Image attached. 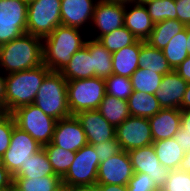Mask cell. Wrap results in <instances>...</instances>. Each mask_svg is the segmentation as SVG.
Segmentation results:
<instances>
[{
  "mask_svg": "<svg viewBox=\"0 0 190 191\" xmlns=\"http://www.w3.org/2000/svg\"><path fill=\"white\" fill-rule=\"evenodd\" d=\"M133 174L128 152L122 150L99 164L96 184L127 185Z\"/></svg>",
  "mask_w": 190,
  "mask_h": 191,
  "instance_id": "cell-14",
  "label": "cell"
},
{
  "mask_svg": "<svg viewBox=\"0 0 190 191\" xmlns=\"http://www.w3.org/2000/svg\"><path fill=\"white\" fill-rule=\"evenodd\" d=\"M97 110L115 128L130 116L128 102L108 94H105Z\"/></svg>",
  "mask_w": 190,
  "mask_h": 191,
  "instance_id": "cell-28",
  "label": "cell"
},
{
  "mask_svg": "<svg viewBox=\"0 0 190 191\" xmlns=\"http://www.w3.org/2000/svg\"><path fill=\"white\" fill-rule=\"evenodd\" d=\"M186 82L175 70L165 74L155 97L162 108L180 109L182 99L187 89Z\"/></svg>",
  "mask_w": 190,
  "mask_h": 191,
  "instance_id": "cell-18",
  "label": "cell"
},
{
  "mask_svg": "<svg viewBox=\"0 0 190 191\" xmlns=\"http://www.w3.org/2000/svg\"><path fill=\"white\" fill-rule=\"evenodd\" d=\"M56 191H68V188L65 185H62L58 190Z\"/></svg>",
  "mask_w": 190,
  "mask_h": 191,
  "instance_id": "cell-53",
  "label": "cell"
},
{
  "mask_svg": "<svg viewBox=\"0 0 190 191\" xmlns=\"http://www.w3.org/2000/svg\"><path fill=\"white\" fill-rule=\"evenodd\" d=\"M98 191H128L127 185L97 184Z\"/></svg>",
  "mask_w": 190,
  "mask_h": 191,
  "instance_id": "cell-46",
  "label": "cell"
},
{
  "mask_svg": "<svg viewBox=\"0 0 190 191\" xmlns=\"http://www.w3.org/2000/svg\"><path fill=\"white\" fill-rule=\"evenodd\" d=\"M126 5L113 3L108 0H98L93 13L90 27L96 30V34L88 38L98 40L101 36L124 26V14Z\"/></svg>",
  "mask_w": 190,
  "mask_h": 191,
  "instance_id": "cell-12",
  "label": "cell"
},
{
  "mask_svg": "<svg viewBox=\"0 0 190 191\" xmlns=\"http://www.w3.org/2000/svg\"><path fill=\"white\" fill-rule=\"evenodd\" d=\"M66 187L68 188V191H98L97 184Z\"/></svg>",
  "mask_w": 190,
  "mask_h": 191,
  "instance_id": "cell-48",
  "label": "cell"
},
{
  "mask_svg": "<svg viewBox=\"0 0 190 191\" xmlns=\"http://www.w3.org/2000/svg\"><path fill=\"white\" fill-rule=\"evenodd\" d=\"M148 119L153 141L173 138L181 127V110L162 108Z\"/></svg>",
  "mask_w": 190,
  "mask_h": 191,
  "instance_id": "cell-19",
  "label": "cell"
},
{
  "mask_svg": "<svg viewBox=\"0 0 190 191\" xmlns=\"http://www.w3.org/2000/svg\"><path fill=\"white\" fill-rule=\"evenodd\" d=\"M143 4L154 23L177 19L175 0H146Z\"/></svg>",
  "mask_w": 190,
  "mask_h": 191,
  "instance_id": "cell-35",
  "label": "cell"
},
{
  "mask_svg": "<svg viewBox=\"0 0 190 191\" xmlns=\"http://www.w3.org/2000/svg\"><path fill=\"white\" fill-rule=\"evenodd\" d=\"M186 32H187V49L189 51V55H190V25L186 26Z\"/></svg>",
  "mask_w": 190,
  "mask_h": 191,
  "instance_id": "cell-52",
  "label": "cell"
},
{
  "mask_svg": "<svg viewBox=\"0 0 190 191\" xmlns=\"http://www.w3.org/2000/svg\"><path fill=\"white\" fill-rule=\"evenodd\" d=\"M128 191H156L154 180L146 173H135L127 184Z\"/></svg>",
  "mask_w": 190,
  "mask_h": 191,
  "instance_id": "cell-39",
  "label": "cell"
},
{
  "mask_svg": "<svg viewBox=\"0 0 190 191\" xmlns=\"http://www.w3.org/2000/svg\"><path fill=\"white\" fill-rule=\"evenodd\" d=\"M146 0H137V3H143Z\"/></svg>",
  "mask_w": 190,
  "mask_h": 191,
  "instance_id": "cell-56",
  "label": "cell"
},
{
  "mask_svg": "<svg viewBox=\"0 0 190 191\" xmlns=\"http://www.w3.org/2000/svg\"><path fill=\"white\" fill-rule=\"evenodd\" d=\"M43 149L48 156L53 171L62 179L74 161L75 152L68 151L51 143L43 146Z\"/></svg>",
  "mask_w": 190,
  "mask_h": 191,
  "instance_id": "cell-32",
  "label": "cell"
},
{
  "mask_svg": "<svg viewBox=\"0 0 190 191\" xmlns=\"http://www.w3.org/2000/svg\"><path fill=\"white\" fill-rule=\"evenodd\" d=\"M115 134L121 149L126 152L153 143L149 119L145 117L129 116L116 127Z\"/></svg>",
  "mask_w": 190,
  "mask_h": 191,
  "instance_id": "cell-11",
  "label": "cell"
},
{
  "mask_svg": "<svg viewBox=\"0 0 190 191\" xmlns=\"http://www.w3.org/2000/svg\"><path fill=\"white\" fill-rule=\"evenodd\" d=\"M43 64L42 38L24 33L0 45V71L4 74L36 68Z\"/></svg>",
  "mask_w": 190,
  "mask_h": 191,
  "instance_id": "cell-2",
  "label": "cell"
},
{
  "mask_svg": "<svg viewBox=\"0 0 190 191\" xmlns=\"http://www.w3.org/2000/svg\"><path fill=\"white\" fill-rule=\"evenodd\" d=\"M156 191H164L162 188L157 189Z\"/></svg>",
  "mask_w": 190,
  "mask_h": 191,
  "instance_id": "cell-57",
  "label": "cell"
},
{
  "mask_svg": "<svg viewBox=\"0 0 190 191\" xmlns=\"http://www.w3.org/2000/svg\"><path fill=\"white\" fill-rule=\"evenodd\" d=\"M105 87L106 94L126 101L133 93L131 79L121 75L112 74L105 78Z\"/></svg>",
  "mask_w": 190,
  "mask_h": 191,
  "instance_id": "cell-36",
  "label": "cell"
},
{
  "mask_svg": "<svg viewBox=\"0 0 190 191\" xmlns=\"http://www.w3.org/2000/svg\"><path fill=\"white\" fill-rule=\"evenodd\" d=\"M162 189L164 191H190V173L180 169L170 170Z\"/></svg>",
  "mask_w": 190,
  "mask_h": 191,
  "instance_id": "cell-37",
  "label": "cell"
},
{
  "mask_svg": "<svg viewBox=\"0 0 190 191\" xmlns=\"http://www.w3.org/2000/svg\"><path fill=\"white\" fill-rule=\"evenodd\" d=\"M51 144L73 152L88 144L86 134L75 115L57 120Z\"/></svg>",
  "mask_w": 190,
  "mask_h": 191,
  "instance_id": "cell-15",
  "label": "cell"
},
{
  "mask_svg": "<svg viewBox=\"0 0 190 191\" xmlns=\"http://www.w3.org/2000/svg\"><path fill=\"white\" fill-rule=\"evenodd\" d=\"M141 40L112 53L113 74L130 78L139 68Z\"/></svg>",
  "mask_w": 190,
  "mask_h": 191,
  "instance_id": "cell-21",
  "label": "cell"
},
{
  "mask_svg": "<svg viewBox=\"0 0 190 191\" xmlns=\"http://www.w3.org/2000/svg\"><path fill=\"white\" fill-rule=\"evenodd\" d=\"M186 82L190 83V55L175 69Z\"/></svg>",
  "mask_w": 190,
  "mask_h": 191,
  "instance_id": "cell-44",
  "label": "cell"
},
{
  "mask_svg": "<svg viewBox=\"0 0 190 191\" xmlns=\"http://www.w3.org/2000/svg\"><path fill=\"white\" fill-rule=\"evenodd\" d=\"M185 25L178 19H166L154 24L149 37L145 40L150 46L163 50L168 42L185 29Z\"/></svg>",
  "mask_w": 190,
  "mask_h": 191,
  "instance_id": "cell-23",
  "label": "cell"
},
{
  "mask_svg": "<svg viewBox=\"0 0 190 191\" xmlns=\"http://www.w3.org/2000/svg\"><path fill=\"white\" fill-rule=\"evenodd\" d=\"M111 53L132 45L137 38L125 27L115 29L114 31L101 36L98 40Z\"/></svg>",
  "mask_w": 190,
  "mask_h": 191,
  "instance_id": "cell-34",
  "label": "cell"
},
{
  "mask_svg": "<svg viewBox=\"0 0 190 191\" xmlns=\"http://www.w3.org/2000/svg\"><path fill=\"white\" fill-rule=\"evenodd\" d=\"M47 175H56L48 156L42 148L31 155L26 163L21 164L20 169L13 175V178H37Z\"/></svg>",
  "mask_w": 190,
  "mask_h": 191,
  "instance_id": "cell-24",
  "label": "cell"
},
{
  "mask_svg": "<svg viewBox=\"0 0 190 191\" xmlns=\"http://www.w3.org/2000/svg\"><path fill=\"white\" fill-rule=\"evenodd\" d=\"M100 163L122 151L116 139L106 140L99 144H93Z\"/></svg>",
  "mask_w": 190,
  "mask_h": 191,
  "instance_id": "cell-40",
  "label": "cell"
},
{
  "mask_svg": "<svg viewBox=\"0 0 190 191\" xmlns=\"http://www.w3.org/2000/svg\"><path fill=\"white\" fill-rule=\"evenodd\" d=\"M128 155L135 173H146L158 188L164 186L170 170L160 163L153 145L132 149Z\"/></svg>",
  "mask_w": 190,
  "mask_h": 191,
  "instance_id": "cell-13",
  "label": "cell"
},
{
  "mask_svg": "<svg viewBox=\"0 0 190 191\" xmlns=\"http://www.w3.org/2000/svg\"><path fill=\"white\" fill-rule=\"evenodd\" d=\"M85 46L90 51L92 58L94 77L107 78L113 74L112 53L97 40L87 38Z\"/></svg>",
  "mask_w": 190,
  "mask_h": 191,
  "instance_id": "cell-26",
  "label": "cell"
},
{
  "mask_svg": "<svg viewBox=\"0 0 190 191\" xmlns=\"http://www.w3.org/2000/svg\"><path fill=\"white\" fill-rule=\"evenodd\" d=\"M79 120L90 145L116 139V128L96 110H85L75 115Z\"/></svg>",
  "mask_w": 190,
  "mask_h": 191,
  "instance_id": "cell-16",
  "label": "cell"
},
{
  "mask_svg": "<svg viewBox=\"0 0 190 191\" xmlns=\"http://www.w3.org/2000/svg\"><path fill=\"white\" fill-rule=\"evenodd\" d=\"M0 168H6L4 165H3V156L0 155Z\"/></svg>",
  "mask_w": 190,
  "mask_h": 191,
  "instance_id": "cell-54",
  "label": "cell"
},
{
  "mask_svg": "<svg viewBox=\"0 0 190 191\" xmlns=\"http://www.w3.org/2000/svg\"><path fill=\"white\" fill-rule=\"evenodd\" d=\"M61 25V0H33L27 7L26 33L40 38Z\"/></svg>",
  "mask_w": 190,
  "mask_h": 191,
  "instance_id": "cell-6",
  "label": "cell"
},
{
  "mask_svg": "<svg viewBox=\"0 0 190 191\" xmlns=\"http://www.w3.org/2000/svg\"><path fill=\"white\" fill-rule=\"evenodd\" d=\"M127 102L130 116L149 118L162 109L155 94L133 91Z\"/></svg>",
  "mask_w": 190,
  "mask_h": 191,
  "instance_id": "cell-29",
  "label": "cell"
},
{
  "mask_svg": "<svg viewBox=\"0 0 190 191\" xmlns=\"http://www.w3.org/2000/svg\"><path fill=\"white\" fill-rule=\"evenodd\" d=\"M62 186V179L57 175L37 178H13V187L18 191H56Z\"/></svg>",
  "mask_w": 190,
  "mask_h": 191,
  "instance_id": "cell-30",
  "label": "cell"
},
{
  "mask_svg": "<svg viewBox=\"0 0 190 191\" xmlns=\"http://www.w3.org/2000/svg\"><path fill=\"white\" fill-rule=\"evenodd\" d=\"M50 70L44 65L5 75V112L34 103L41 83Z\"/></svg>",
  "mask_w": 190,
  "mask_h": 191,
  "instance_id": "cell-3",
  "label": "cell"
},
{
  "mask_svg": "<svg viewBox=\"0 0 190 191\" xmlns=\"http://www.w3.org/2000/svg\"><path fill=\"white\" fill-rule=\"evenodd\" d=\"M187 109H190V83H188L181 104V110H187Z\"/></svg>",
  "mask_w": 190,
  "mask_h": 191,
  "instance_id": "cell-50",
  "label": "cell"
},
{
  "mask_svg": "<svg viewBox=\"0 0 190 191\" xmlns=\"http://www.w3.org/2000/svg\"><path fill=\"white\" fill-rule=\"evenodd\" d=\"M7 191H18V190L12 186V187L9 188Z\"/></svg>",
  "mask_w": 190,
  "mask_h": 191,
  "instance_id": "cell-55",
  "label": "cell"
},
{
  "mask_svg": "<svg viewBox=\"0 0 190 191\" xmlns=\"http://www.w3.org/2000/svg\"><path fill=\"white\" fill-rule=\"evenodd\" d=\"M154 24L143 3L126 5L124 26L137 40L145 41L152 32Z\"/></svg>",
  "mask_w": 190,
  "mask_h": 191,
  "instance_id": "cell-20",
  "label": "cell"
},
{
  "mask_svg": "<svg viewBox=\"0 0 190 191\" xmlns=\"http://www.w3.org/2000/svg\"><path fill=\"white\" fill-rule=\"evenodd\" d=\"M13 186V175L7 168H0V191H6Z\"/></svg>",
  "mask_w": 190,
  "mask_h": 191,
  "instance_id": "cell-43",
  "label": "cell"
},
{
  "mask_svg": "<svg viewBox=\"0 0 190 191\" xmlns=\"http://www.w3.org/2000/svg\"><path fill=\"white\" fill-rule=\"evenodd\" d=\"M179 169L190 173V150L185 152V155L181 160Z\"/></svg>",
  "mask_w": 190,
  "mask_h": 191,
  "instance_id": "cell-49",
  "label": "cell"
},
{
  "mask_svg": "<svg viewBox=\"0 0 190 191\" xmlns=\"http://www.w3.org/2000/svg\"><path fill=\"white\" fill-rule=\"evenodd\" d=\"M41 146L30 134L21 130L18 126L13 127L9 148L3 156V165L14 175L25 164L31 155L41 150Z\"/></svg>",
  "mask_w": 190,
  "mask_h": 191,
  "instance_id": "cell-10",
  "label": "cell"
},
{
  "mask_svg": "<svg viewBox=\"0 0 190 191\" xmlns=\"http://www.w3.org/2000/svg\"><path fill=\"white\" fill-rule=\"evenodd\" d=\"M98 0H61V24L85 30L91 26Z\"/></svg>",
  "mask_w": 190,
  "mask_h": 191,
  "instance_id": "cell-17",
  "label": "cell"
},
{
  "mask_svg": "<svg viewBox=\"0 0 190 191\" xmlns=\"http://www.w3.org/2000/svg\"><path fill=\"white\" fill-rule=\"evenodd\" d=\"M175 135H190V109L181 110V127Z\"/></svg>",
  "mask_w": 190,
  "mask_h": 191,
  "instance_id": "cell-42",
  "label": "cell"
},
{
  "mask_svg": "<svg viewBox=\"0 0 190 191\" xmlns=\"http://www.w3.org/2000/svg\"><path fill=\"white\" fill-rule=\"evenodd\" d=\"M105 94L104 78L92 77L67 81L68 106L71 115L98 109Z\"/></svg>",
  "mask_w": 190,
  "mask_h": 191,
  "instance_id": "cell-5",
  "label": "cell"
},
{
  "mask_svg": "<svg viewBox=\"0 0 190 191\" xmlns=\"http://www.w3.org/2000/svg\"><path fill=\"white\" fill-rule=\"evenodd\" d=\"M157 158L160 163L169 170L179 169L181 160L185 151L179 147L177 141L173 138L157 140L152 143Z\"/></svg>",
  "mask_w": 190,
  "mask_h": 191,
  "instance_id": "cell-25",
  "label": "cell"
},
{
  "mask_svg": "<svg viewBox=\"0 0 190 191\" xmlns=\"http://www.w3.org/2000/svg\"><path fill=\"white\" fill-rule=\"evenodd\" d=\"M186 27L175 35L162 50L165 58L173 70H175L188 56Z\"/></svg>",
  "mask_w": 190,
  "mask_h": 191,
  "instance_id": "cell-31",
  "label": "cell"
},
{
  "mask_svg": "<svg viewBox=\"0 0 190 191\" xmlns=\"http://www.w3.org/2000/svg\"><path fill=\"white\" fill-rule=\"evenodd\" d=\"M108 1L124 5L137 3V0H108Z\"/></svg>",
  "mask_w": 190,
  "mask_h": 191,
  "instance_id": "cell-51",
  "label": "cell"
},
{
  "mask_svg": "<svg viewBox=\"0 0 190 191\" xmlns=\"http://www.w3.org/2000/svg\"><path fill=\"white\" fill-rule=\"evenodd\" d=\"M177 19L185 26L190 25V0H175Z\"/></svg>",
  "mask_w": 190,
  "mask_h": 191,
  "instance_id": "cell-41",
  "label": "cell"
},
{
  "mask_svg": "<svg viewBox=\"0 0 190 191\" xmlns=\"http://www.w3.org/2000/svg\"><path fill=\"white\" fill-rule=\"evenodd\" d=\"M16 125L12 113H0V155L9 148L13 127Z\"/></svg>",
  "mask_w": 190,
  "mask_h": 191,
  "instance_id": "cell-38",
  "label": "cell"
},
{
  "mask_svg": "<svg viewBox=\"0 0 190 191\" xmlns=\"http://www.w3.org/2000/svg\"><path fill=\"white\" fill-rule=\"evenodd\" d=\"M27 7L25 0H0V45L26 33Z\"/></svg>",
  "mask_w": 190,
  "mask_h": 191,
  "instance_id": "cell-9",
  "label": "cell"
},
{
  "mask_svg": "<svg viewBox=\"0 0 190 191\" xmlns=\"http://www.w3.org/2000/svg\"><path fill=\"white\" fill-rule=\"evenodd\" d=\"M139 67L149 69L161 75H165L173 70L165 58L163 51L150 46L143 40H141Z\"/></svg>",
  "mask_w": 190,
  "mask_h": 191,
  "instance_id": "cell-27",
  "label": "cell"
},
{
  "mask_svg": "<svg viewBox=\"0 0 190 191\" xmlns=\"http://www.w3.org/2000/svg\"><path fill=\"white\" fill-rule=\"evenodd\" d=\"M84 30L59 25L55 30L43 38V64L53 72H61L72 56L83 46L87 39Z\"/></svg>",
  "mask_w": 190,
  "mask_h": 191,
  "instance_id": "cell-1",
  "label": "cell"
},
{
  "mask_svg": "<svg viewBox=\"0 0 190 191\" xmlns=\"http://www.w3.org/2000/svg\"><path fill=\"white\" fill-rule=\"evenodd\" d=\"M33 104L56 120L71 116L68 106L67 80L60 72L50 71L45 76Z\"/></svg>",
  "mask_w": 190,
  "mask_h": 191,
  "instance_id": "cell-4",
  "label": "cell"
},
{
  "mask_svg": "<svg viewBox=\"0 0 190 191\" xmlns=\"http://www.w3.org/2000/svg\"><path fill=\"white\" fill-rule=\"evenodd\" d=\"M5 75L0 71V113H5Z\"/></svg>",
  "mask_w": 190,
  "mask_h": 191,
  "instance_id": "cell-45",
  "label": "cell"
},
{
  "mask_svg": "<svg viewBox=\"0 0 190 191\" xmlns=\"http://www.w3.org/2000/svg\"><path fill=\"white\" fill-rule=\"evenodd\" d=\"M99 164V157L93 145L87 144L83 146L75 152L74 161L62 178V185L81 186L96 184Z\"/></svg>",
  "mask_w": 190,
  "mask_h": 191,
  "instance_id": "cell-8",
  "label": "cell"
},
{
  "mask_svg": "<svg viewBox=\"0 0 190 191\" xmlns=\"http://www.w3.org/2000/svg\"><path fill=\"white\" fill-rule=\"evenodd\" d=\"M12 115L16 126L30 134L41 146L51 143L56 119L46 115L34 104L21 106Z\"/></svg>",
  "mask_w": 190,
  "mask_h": 191,
  "instance_id": "cell-7",
  "label": "cell"
},
{
  "mask_svg": "<svg viewBox=\"0 0 190 191\" xmlns=\"http://www.w3.org/2000/svg\"><path fill=\"white\" fill-rule=\"evenodd\" d=\"M174 139L185 152L190 150V135H174Z\"/></svg>",
  "mask_w": 190,
  "mask_h": 191,
  "instance_id": "cell-47",
  "label": "cell"
},
{
  "mask_svg": "<svg viewBox=\"0 0 190 191\" xmlns=\"http://www.w3.org/2000/svg\"><path fill=\"white\" fill-rule=\"evenodd\" d=\"M163 76L149 69L139 67L130 77L133 91L155 94L160 87Z\"/></svg>",
  "mask_w": 190,
  "mask_h": 191,
  "instance_id": "cell-33",
  "label": "cell"
},
{
  "mask_svg": "<svg viewBox=\"0 0 190 191\" xmlns=\"http://www.w3.org/2000/svg\"><path fill=\"white\" fill-rule=\"evenodd\" d=\"M67 81L94 77V69L90 51L86 46L79 49L60 72Z\"/></svg>",
  "mask_w": 190,
  "mask_h": 191,
  "instance_id": "cell-22",
  "label": "cell"
}]
</instances>
